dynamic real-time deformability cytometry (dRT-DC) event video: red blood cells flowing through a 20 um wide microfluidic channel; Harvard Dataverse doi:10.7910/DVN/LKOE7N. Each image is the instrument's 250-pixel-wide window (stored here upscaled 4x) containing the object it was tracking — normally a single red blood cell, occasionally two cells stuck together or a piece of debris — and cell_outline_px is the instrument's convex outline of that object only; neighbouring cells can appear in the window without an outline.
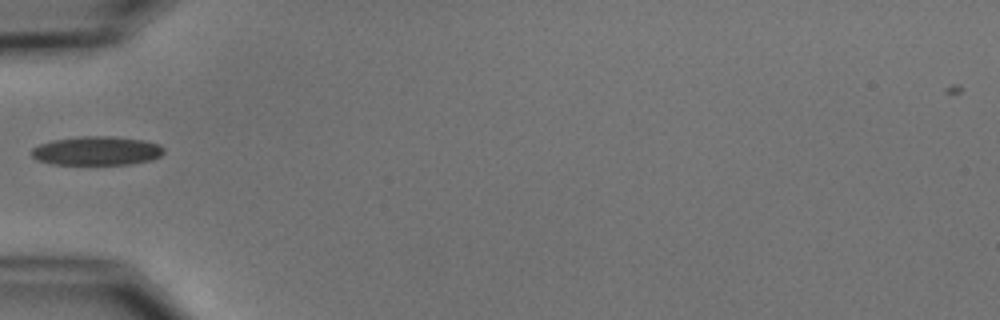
{"species": "common noctule bat (a hibernating species)", "species_latin": "Nyctalus noctula", "temperature_condition": "cold", "stored_images_in_passage": 1, "camera_frame_rate_fps": 3000, "um_per_image_px": 0.085, "animal": {"sex": "male", "body_mass_g": 15.6}, "frame": {"image": 1, "passage_image": 1, "time_ms": 0.0, "image_size_px": [1000, 320], "cell_outline_px": [[164, 152], [160, 156], [152, 160], [128, 164], [52, 164], [36, 160], [32, 156], [32, 148], [40, 144], [52, 140], [80, 136], [112, 136], [144, 140], [160, 144], [164, 148]], "centroid_in_image_um": [8.23, 12.81], "position_along_channel_um": 76.8, "area_um2": 22.37}}